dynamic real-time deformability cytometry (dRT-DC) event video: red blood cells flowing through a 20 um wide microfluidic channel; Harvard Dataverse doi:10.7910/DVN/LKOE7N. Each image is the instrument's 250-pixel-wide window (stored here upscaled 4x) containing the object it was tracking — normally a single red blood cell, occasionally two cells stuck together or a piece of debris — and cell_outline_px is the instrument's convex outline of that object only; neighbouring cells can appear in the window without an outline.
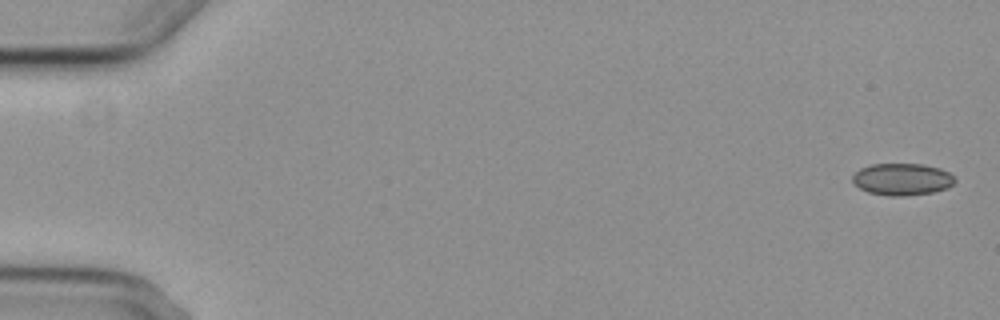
{"species": "common noctule bat (a hibernating species)", "species_latin": "Nyctalus noctula", "temperature_condition": "cold", "stored_images_in_passage": 5, "camera_frame_rate_fps": 3000, "um_per_image_px": 0.085, "animal": {"sex": "female", "body_mass_g": 29.2, "forearm_length_mm": 56.3}, "frame": {"image": 1, "passage_image": 1, "time_ms": 0.0, "image_size_px": [1000, 320], "cell_outline_px": [[956, 180], [948, 188], [932, 192], [900, 196], [892, 196], [868, 192], [860, 188], [852, 180], [852, 176], [860, 168], [872, 164], [924, 164], [940, 168], [948, 172]], "centroid_in_image_um": [76.68, 15.23], "position_along_channel_um": 8.3, "area_um2": 18.9}}
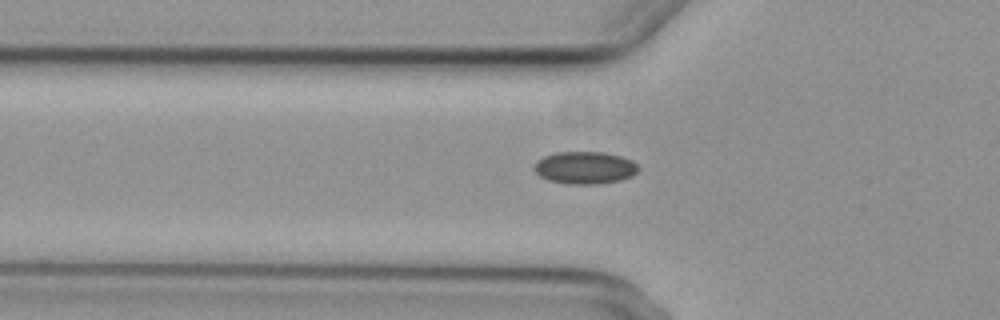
{"frame": {"image": 2, "passage_image": 5, "time_ms": 6.0, "image_size_px": [1000, 320], "cell_outline_px": [[640, 168], [632, 176], [620, 180], [596, 184], [564, 184], [548, 180], [540, 176], [532, 168], [536, 160], [544, 156], [556, 152], [604, 152], [620, 156], [632, 160]], "centroid_in_image_um": [49.68, 14.25], "position_along_channel_um": 76.1, "area_um2": 19.83}}